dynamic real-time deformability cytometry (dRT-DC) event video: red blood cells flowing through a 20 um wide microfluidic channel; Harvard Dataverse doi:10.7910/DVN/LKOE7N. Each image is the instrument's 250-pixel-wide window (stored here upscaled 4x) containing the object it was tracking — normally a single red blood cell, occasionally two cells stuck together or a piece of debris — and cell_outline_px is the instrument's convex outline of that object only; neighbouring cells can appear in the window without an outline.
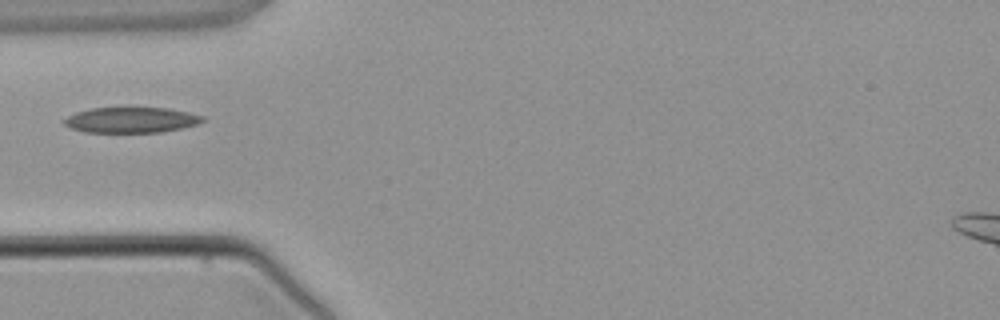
{"species": "common noctule bat (a hibernating species)", "species_latin": "Nyctalus noctula", "temperature_condition": "warm", "stored_images_in_passage": 4, "camera_frame_rate_fps": 3000, "um_per_image_px": 0.085, "animal": {"sex": "male", "body_mass_g": 21.5, "forearm_length_mm": 52.0}, "frame": {"image": 1, "passage_image": 3, "time_ms": 3.333, "image_size_px": [1000, 320], "cell_outline_px": [[208, 120], [196, 124], [180, 128], [160, 132], [84, 132], [72, 128], [64, 124], [64, 120], [68, 116], [76, 112], [92, 108], [168, 108], [188, 112], [204, 116]], "centroid_in_image_um": [11.18, 10.19], "position_along_channel_um": 73.8, "area_um2": 20.46}}
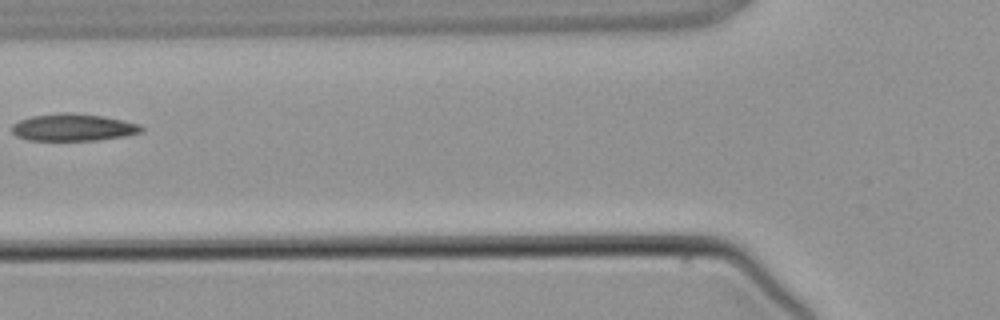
{"frame": {"image": 2, "passage_image": 4, "time_ms": 4.333, "image_size_px": [1000, 320], "cell_outline_px": [[144, 128], [140, 132], [124, 136], [100, 140], [28, 140], [16, 136], [12, 132], [12, 124], [20, 120], [32, 116], [60, 112], [72, 112], [100, 116], [124, 120], [140, 124]], "centroid_in_image_um": [6.21, 10.82], "position_along_channel_um": 119.6, "area_um2": 20.52}}